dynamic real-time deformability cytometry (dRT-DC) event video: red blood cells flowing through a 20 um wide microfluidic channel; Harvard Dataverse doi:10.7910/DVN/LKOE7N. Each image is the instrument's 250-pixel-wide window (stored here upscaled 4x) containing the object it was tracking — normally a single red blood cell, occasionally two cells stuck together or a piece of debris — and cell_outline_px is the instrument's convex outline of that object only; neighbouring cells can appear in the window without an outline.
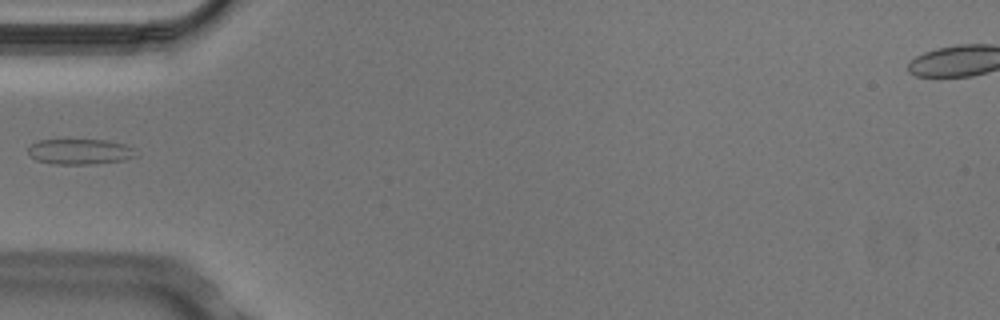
{"species": "Egyptian fruit bat (a non-hibernating species)", "species_latin": "Rousettus aegyptiacus", "temperature_condition": "cold", "stored_images_in_passage": 3, "camera_frame_rate_fps": 3000, "um_per_image_px": 0.085, "animal": {"sex": "male"}, "frame": {"image": 1, "passage_image": 3, "time_ms": 0.667, "image_size_px": [1000, 320], "cell_outline_px": [[140, 156], [124, 160], [92, 164], [52, 164], [36, 160], [28, 152], [28, 148], [36, 140], [108, 140], [124, 144], [136, 148]], "centroid_in_image_um": [6.87, 12.89], "position_along_channel_um": 78.1, "area_um2": 16.24}}